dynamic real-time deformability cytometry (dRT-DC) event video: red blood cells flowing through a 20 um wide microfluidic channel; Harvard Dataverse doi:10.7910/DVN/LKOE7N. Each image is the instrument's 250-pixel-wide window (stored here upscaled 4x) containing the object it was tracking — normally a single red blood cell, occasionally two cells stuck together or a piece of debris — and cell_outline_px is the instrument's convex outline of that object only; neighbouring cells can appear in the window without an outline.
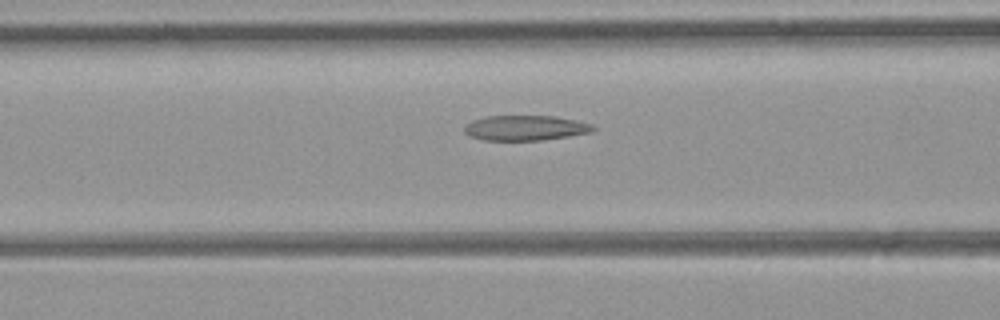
{"species": "common noctule bat (a hibernating species)", "species_latin": "Nyctalus noctula", "temperature_condition": "room temperature", "stored_images_in_passage": 32, "camera_frame_rate_fps": 3000, "um_per_image_px": 0.085, "animal": {"sex": "female", "body_mass_g": 21.9}, "frame": {"image": 1, "passage_image": 12, "time_ms": 3.667, "image_size_px": [1000, 320], "cell_outline_px": [[596, 128], [592, 132], [568, 136], [540, 140], [484, 140], [468, 136], [464, 132], [464, 124], [472, 120], [484, 116], [556, 116], [576, 120], [592, 124]], "centroid_in_image_um": [44.62, 10.86], "position_along_channel_um": 122.0, "area_um2": 18.96}}
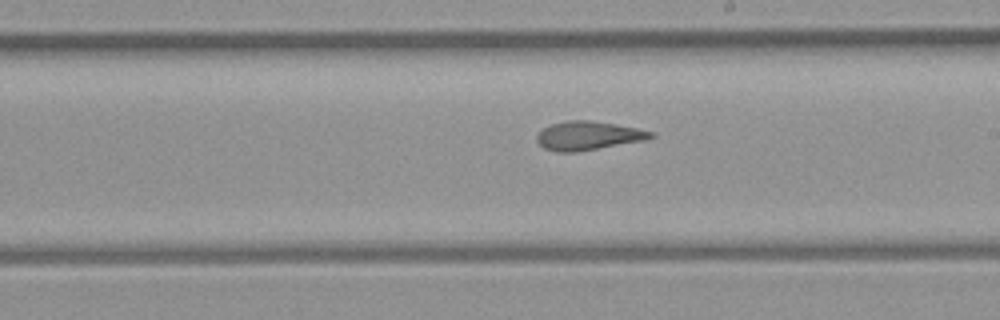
{"frame": {"image": 2, "passage_image": 20, "time_ms": 6.333, "image_size_px": [1000, 320], "cell_outline_px": [[656, 136], [644, 140], [576, 152], [556, 152], [544, 148], [536, 140], [536, 136], [544, 128], [552, 124], [568, 120], [588, 120], [616, 124], [636, 128], [652, 132]], "centroid_in_image_um": [49.97, 11.53], "position_along_channel_um": 239.0, "area_um2": 18.84}}
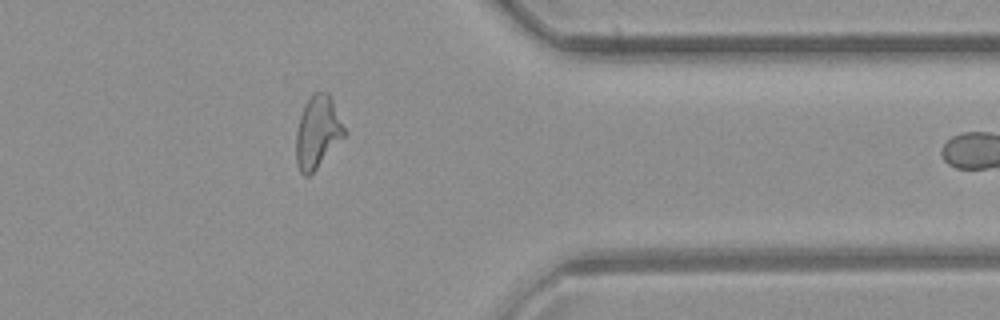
{"frame": {"image": 3, "passage_image": 31, "time_ms": 10.0, "image_size_px": [1000, 320], "cell_outline_px": [[348, 132], [316, 168], [308, 176], [304, 176], [300, 172], [296, 164], [296, 132], [300, 116], [304, 104], [312, 92], [328, 92]], "centroid_in_image_um": [26.99, 11.2], "position_along_channel_um": 384.4, "area_um2": 20.35}}